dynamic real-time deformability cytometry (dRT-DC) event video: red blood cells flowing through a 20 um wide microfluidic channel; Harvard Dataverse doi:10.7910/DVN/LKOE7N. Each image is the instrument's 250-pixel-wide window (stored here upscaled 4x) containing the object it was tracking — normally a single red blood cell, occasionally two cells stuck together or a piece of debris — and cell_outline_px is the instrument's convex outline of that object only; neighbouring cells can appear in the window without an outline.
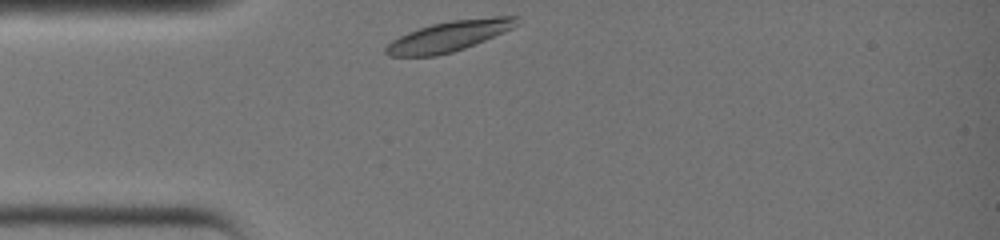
{"species": "common noctule bat (a hibernating species)", "species_latin": "Nyctalus noctula", "temperature_condition": "warm", "stored_images_in_passage": 23, "camera_frame_rate_fps": 3000, "um_per_image_px": 0.085, "animal": {"sex": "female", "body_mass_g": 19.0, "forearm_length_mm": 51.5}, "frame": {"image": 1, "passage_image": 1, "time_ms": 0.0, "image_size_px": [1000, 240], "cell_outline_px": [[520, 24], [512, 28], [476, 44], [452, 52], [436, 56], [388, 56], [384, 52], [384, 48], [392, 40], [408, 32], [432, 24], [452, 20], [492, 16], [520, 16]], "centroid_in_image_um": [38.2, 3.07], "position_along_channel_um": 46.8, "area_um2": 23.24}}
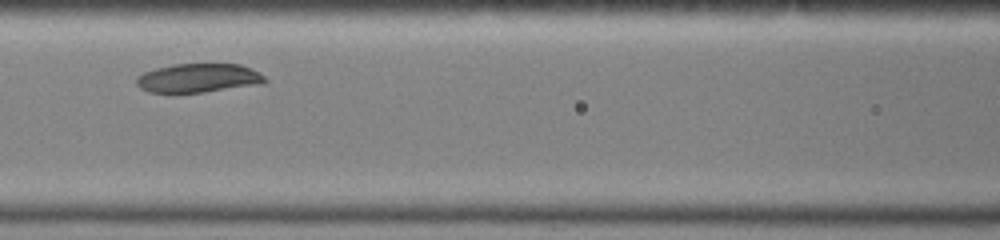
{"frame": {"image": 2, "passage_image": 8, "time_ms": 2.333, "image_size_px": [1000, 240], "cell_outline_px": [[268, 80], [264, 84], [204, 92], [148, 92], [140, 88], [136, 84], [136, 76], [144, 72], [156, 68], [172, 64], [240, 64], [264, 76]], "centroid_in_image_um": [16.84, 6.64], "position_along_channel_um": 149.8, "area_um2": 21.62}}
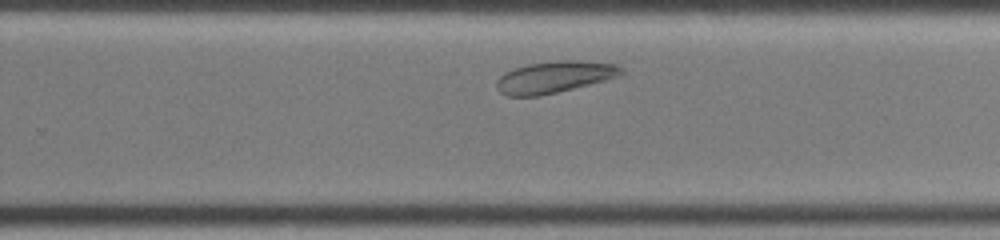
{"frame": {"image": 3, "passage_image": 16, "time_ms": 5.0, "image_size_px": [1000, 240], "cell_outline_px": [[624, 72], [620, 76], [540, 96], [508, 96], [500, 92], [496, 88], [496, 80], [504, 72], [528, 64], [560, 60], [580, 60], [620, 64], [624, 68]], "centroid_in_image_um": [47.15, 6.53], "position_along_channel_um": 282.7, "area_um2": 23.06}}